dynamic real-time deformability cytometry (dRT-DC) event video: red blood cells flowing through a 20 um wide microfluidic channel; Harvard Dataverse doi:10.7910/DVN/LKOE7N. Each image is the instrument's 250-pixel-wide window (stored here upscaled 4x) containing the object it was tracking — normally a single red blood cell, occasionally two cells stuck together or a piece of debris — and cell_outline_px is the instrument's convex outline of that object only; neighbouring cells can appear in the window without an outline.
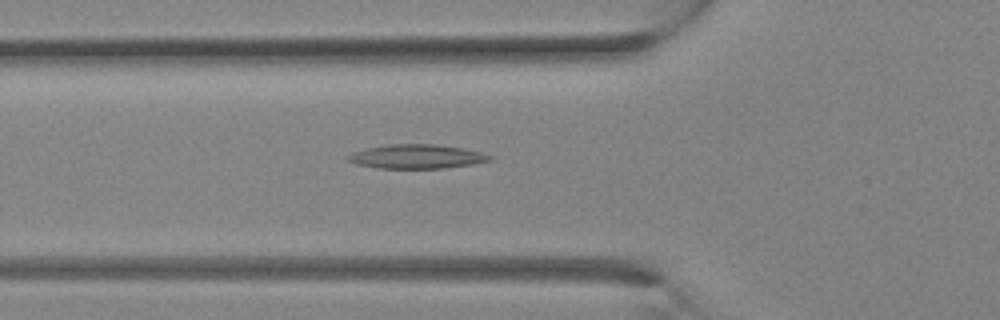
{"species": "Egyptian fruit bat (a non-hibernating species)", "species_latin": "Rousettus aegyptiacus", "temperature_condition": "room temperature", "stored_images_in_passage": 33, "camera_frame_rate_fps": 3000, "um_per_image_px": 0.085, "animal": {"sex": "female"}, "frame": {"image": 1, "passage_image": 12, "time_ms": 3.667, "image_size_px": [1000, 320], "cell_outline_px": [[492, 160], [472, 164], [444, 168], [380, 168], [356, 164], [348, 160], [344, 156], [352, 152], [364, 148], [388, 144], [436, 144], [464, 148], [480, 152], [492, 156]], "centroid_in_image_um": [35.38, 13.29], "position_along_channel_um": 90.4, "area_um2": 20.0}}
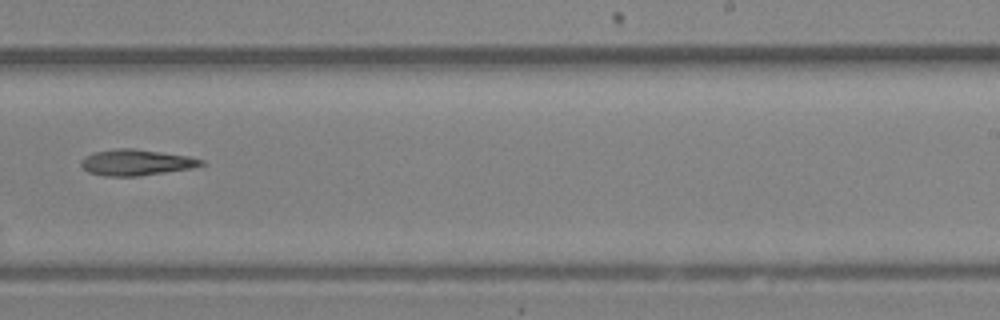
{"frame": {"image": 2, "passage_image": 21, "time_ms": 6.667, "image_size_px": [1000, 320], "cell_outline_px": [[204, 164], [192, 168], [140, 176], [104, 176], [88, 172], [80, 164], [80, 160], [84, 156], [92, 152], [120, 148], [132, 148], [188, 156], [204, 160]], "centroid_in_image_um": [11.54, 13.81], "position_along_channel_um": 277.5, "area_um2": 18.21}}
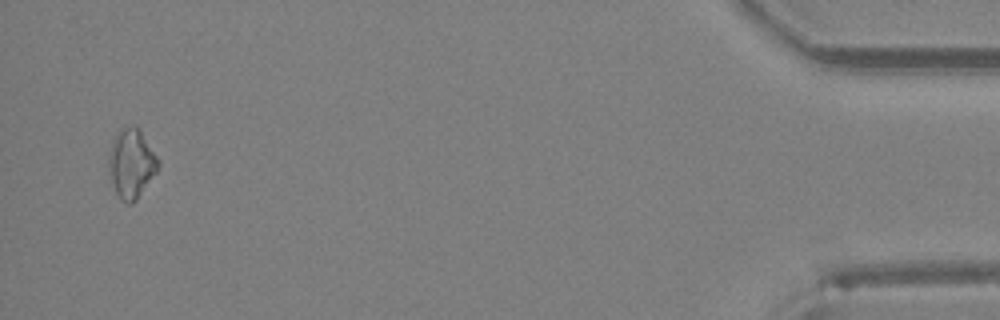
{"frame": {"image": 3, "passage_image": 32, "time_ms": 10.333, "image_size_px": [1000, 320], "cell_outline_px": [[160, 164], [156, 172], [136, 200], [132, 204], [128, 204], [120, 200], [116, 192], [108, 168], [108, 156], [112, 144], [116, 136], [124, 128], [140, 128], [160, 160]], "centroid_in_image_um": [11.19, 13.93], "position_along_channel_um": 424.0, "area_um2": 19.59}}